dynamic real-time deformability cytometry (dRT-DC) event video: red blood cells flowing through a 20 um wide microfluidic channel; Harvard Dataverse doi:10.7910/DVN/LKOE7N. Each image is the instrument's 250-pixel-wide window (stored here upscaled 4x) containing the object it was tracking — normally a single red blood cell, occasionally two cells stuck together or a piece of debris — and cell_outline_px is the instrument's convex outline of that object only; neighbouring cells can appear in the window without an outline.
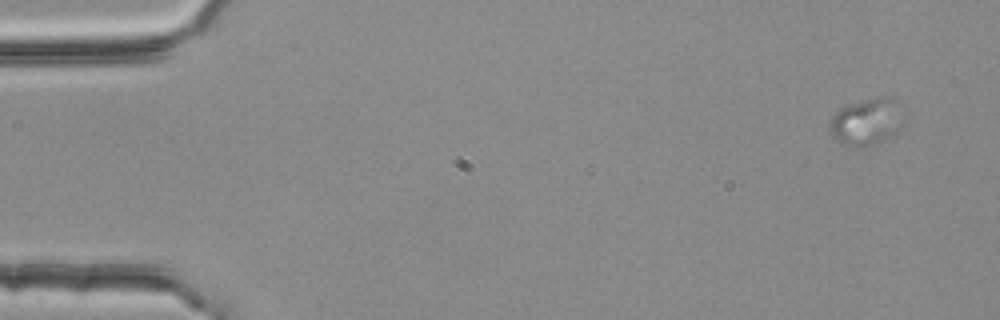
{"species": "common noctule bat (a hibernating species)", "species_latin": "Nyctalus noctula", "temperature_condition": "room temperature", "stored_images_in_passage": 4, "camera_frame_rate_fps": 3000, "um_per_image_px": 0.085, "animal": {"sex": "female", "body_mass_g": 25.1}, "frame": {"image": 1, "passage_image": 1, "time_ms": 0.0, "image_size_px": [1000, 320], "cell_outline_px": [[900, 128], [884, 140], [872, 144], [840, 144], [832, 136], [828, 128], [832, 116], [840, 108], [848, 104], [884, 96]], "centroid_in_image_um": [73.41, 10.41], "position_along_channel_um": 11.6, "area_um2": 17.92}}
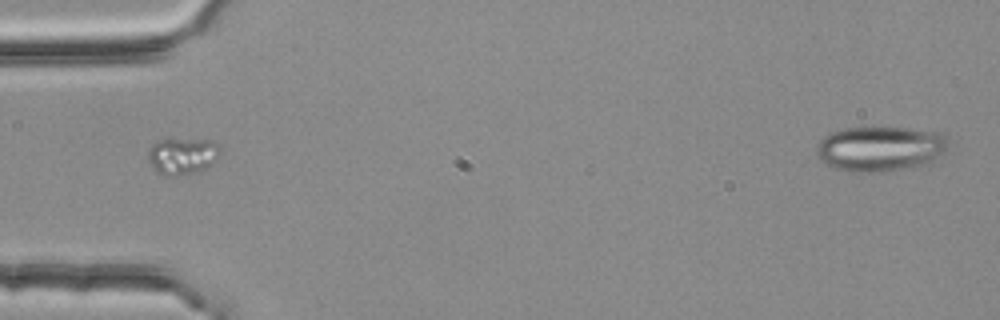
{"frame": {"image": 2, "passage_image": 4, "time_ms": 1.0, "image_size_px": [1000, 320], "cell_outline_px": [[220, 152], [212, 164], [196, 172], [176, 176], [164, 176], [156, 172], [148, 156], [148, 152], [152, 144], [156, 140], [212, 140], [220, 148]], "centroid_in_image_um": [15.49, 13.27], "position_along_channel_um": 69.5, "area_um2": 15.14}}